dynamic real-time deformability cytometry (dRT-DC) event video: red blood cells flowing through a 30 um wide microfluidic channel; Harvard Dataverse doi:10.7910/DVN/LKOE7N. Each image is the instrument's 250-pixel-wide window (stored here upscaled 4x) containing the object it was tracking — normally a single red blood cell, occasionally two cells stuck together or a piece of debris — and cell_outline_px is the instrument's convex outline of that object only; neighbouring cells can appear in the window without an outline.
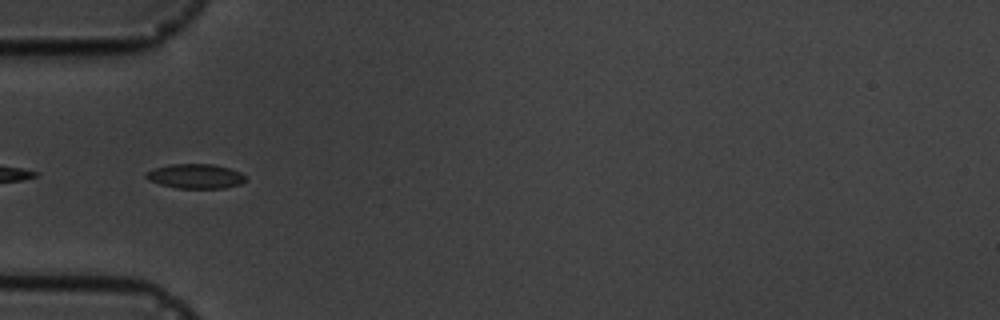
{"species": "common noctule bat (a hibernating species)", "species_latin": "Nyctalus noctula", "temperature_condition": "cold", "stored_images_in_passage": 5, "camera_frame_rate_fps": 3000, "um_per_image_px": 0.085, "animal": {"sex": "male", "body_mass_g": 19.5, "forearm_length_mm": 54.6}, "frame": {"image": 1, "passage_image": 5, "time_ms": 4.667, "image_size_px": [1000, 320], "cell_outline_px": [[248, 180], [240, 184], [224, 188], [176, 188], [160, 184], [148, 180], [144, 176], [144, 172], [156, 168], [172, 164], [212, 164], [228, 168], [240, 172]], "centroid_in_image_um": [16.6, 14.98], "position_along_channel_um": 68.4, "area_um2": 14.22}}